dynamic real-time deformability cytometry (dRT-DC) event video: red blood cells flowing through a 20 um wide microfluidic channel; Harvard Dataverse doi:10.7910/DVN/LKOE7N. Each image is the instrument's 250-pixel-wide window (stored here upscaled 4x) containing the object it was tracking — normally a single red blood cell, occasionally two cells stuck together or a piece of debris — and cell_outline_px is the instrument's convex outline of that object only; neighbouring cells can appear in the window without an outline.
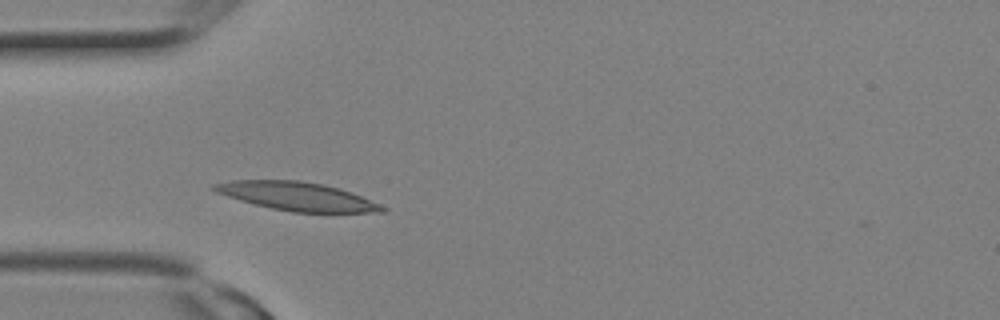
{"species": "Egyptian fruit bat (a non-hibernating species)", "species_latin": "Rousettus aegyptiacus", "temperature_condition": "room temperature", "stored_images_in_passage": 2, "camera_frame_rate_fps": 3000, "um_per_image_px": 0.085, "animal": {"sex": "female"}, "frame": {"image": 1, "passage_image": 2, "time_ms": 0.333, "image_size_px": [1000, 320], "cell_outline_px": [[388, 208], [384, 212], [292, 212], [272, 208], [240, 200], [216, 192], [208, 188], [212, 184], [232, 180], [300, 180], [324, 184], [340, 188], [380, 204]], "centroid_in_image_um": [25.23, 16.67], "position_along_channel_um": 59.8, "area_um2": 27.74}}